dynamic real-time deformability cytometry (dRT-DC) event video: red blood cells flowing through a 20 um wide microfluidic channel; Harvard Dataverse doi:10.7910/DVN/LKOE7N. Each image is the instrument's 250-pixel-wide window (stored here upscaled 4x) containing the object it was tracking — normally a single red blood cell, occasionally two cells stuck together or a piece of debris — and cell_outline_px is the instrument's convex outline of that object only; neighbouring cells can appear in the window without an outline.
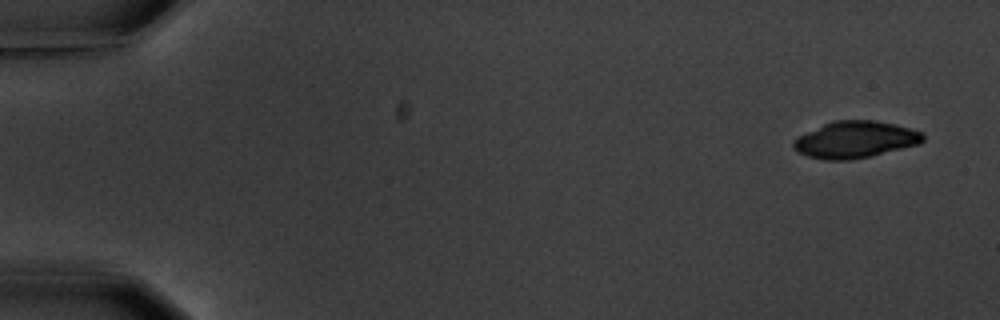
{"species": "common noctule bat (a hibernating species)", "species_latin": "Nyctalus noctula", "temperature_condition": "warm", "stored_images_in_passage": 5, "camera_frame_rate_fps": 3000, "um_per_image_px": 0.085, "animal": {"sex": "male", "body_mass_g": 20.1, "forearm_length_mm": 53.5}, "frame": {"image": 1, "passage_image": 1, "time_ms": 0.0, "image_size_px": [1000, 320], "cell_outline_px": [[924, 140], [920, 144], [872, 156], [848, 160], [824, 160], [808, 156], [796, 152], [792, 148], [792, 140], [796, 136], [832, 120], [876, 120], [924, 132]], "centroid_in_image_um": [72.65, 11.87], "position_along_channel_um": 12.3, "area_um2": 28.09}}